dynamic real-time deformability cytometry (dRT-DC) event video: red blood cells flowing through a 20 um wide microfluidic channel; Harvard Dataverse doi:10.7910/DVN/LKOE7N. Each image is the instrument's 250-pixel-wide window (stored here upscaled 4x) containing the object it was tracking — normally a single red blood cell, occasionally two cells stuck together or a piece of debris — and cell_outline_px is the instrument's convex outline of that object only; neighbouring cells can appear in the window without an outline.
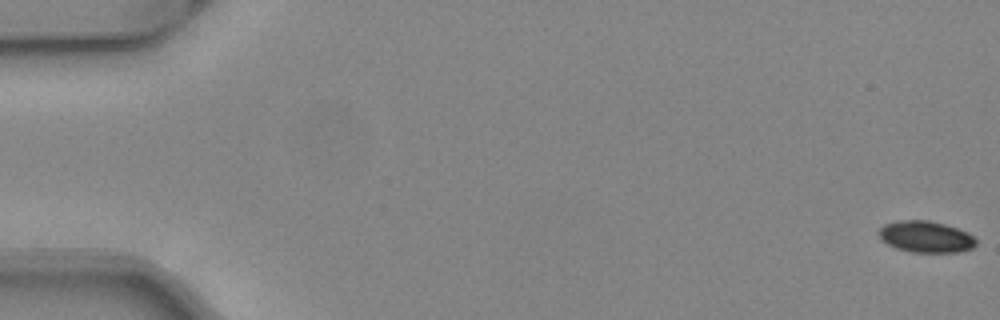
{"species": "common noctule bat (a hibernating species)", "species_latin": "Nyctalus noctula", "temperature_condition": "warm", "stored_images_in_passage": 12, "camera_frame_rate_fps": 3000, "um_per_image_px": 0.085, "animal": {"sex": "female", "body_mass_g": 24.6, "forearm_length_mm": 56.2}, "frame": {"image": 1, "passage_image": 1, "time_ms": 0.0, "image_size_px": [1000, 320], "cell_outline_px": [[976, 244], [972, 248], [960, 252], [912, 252], [896, 248], [880, 240], [880, 228], [884, 224], [904, 220], [928, 220], [944, 224], [968, 232], [976, 240]], "centroid_in_image_um": [78.7, 20.13], "position_along_channel_um": 6.3, "area_um2": 17.69}}